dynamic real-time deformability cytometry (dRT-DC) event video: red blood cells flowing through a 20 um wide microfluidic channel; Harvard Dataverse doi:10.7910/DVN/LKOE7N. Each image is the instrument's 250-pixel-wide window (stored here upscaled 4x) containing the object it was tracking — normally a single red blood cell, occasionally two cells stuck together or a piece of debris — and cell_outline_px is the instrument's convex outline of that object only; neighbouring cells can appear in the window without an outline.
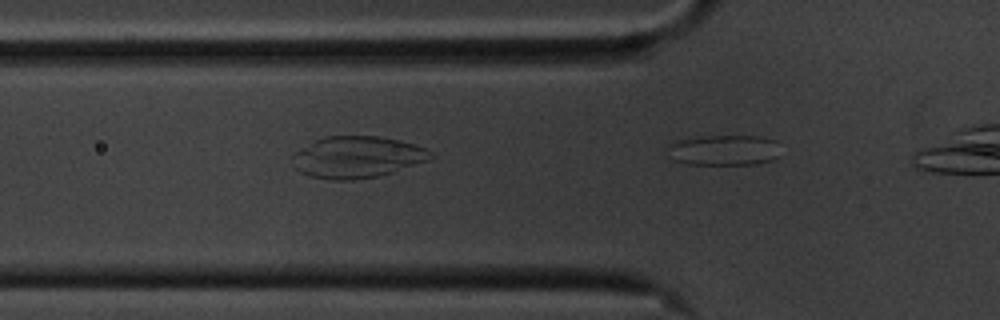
{"species": "common noctule bat (a hibernating species)", "species_latin": "Nyctalus noctula", "temperature_condition": "cold", "stored_images_in_passage": 7, "camera_frame_rate_fps": 3000, "um_per_image_px": 0.085, "animal": {"sex": "male", "body_mass_g": 20.1, "forearm_length_mm": 53.5}, "frame": {"image": 1, "passage_image": 7, "time_ms": 2.0, "image_size_px": [1000, 320], "cell_outline_px": [[780, 156], [772, 160], [756, 164], [688, 164], [672, 160], [668, 156], [668, 144], [672, 140], [700, 136], [760, 136], [776, 140]], "centroid_in_image_um": [61.49, 12.75], "position_along_channel_um": 64.3, "area_um2": 20.52}}